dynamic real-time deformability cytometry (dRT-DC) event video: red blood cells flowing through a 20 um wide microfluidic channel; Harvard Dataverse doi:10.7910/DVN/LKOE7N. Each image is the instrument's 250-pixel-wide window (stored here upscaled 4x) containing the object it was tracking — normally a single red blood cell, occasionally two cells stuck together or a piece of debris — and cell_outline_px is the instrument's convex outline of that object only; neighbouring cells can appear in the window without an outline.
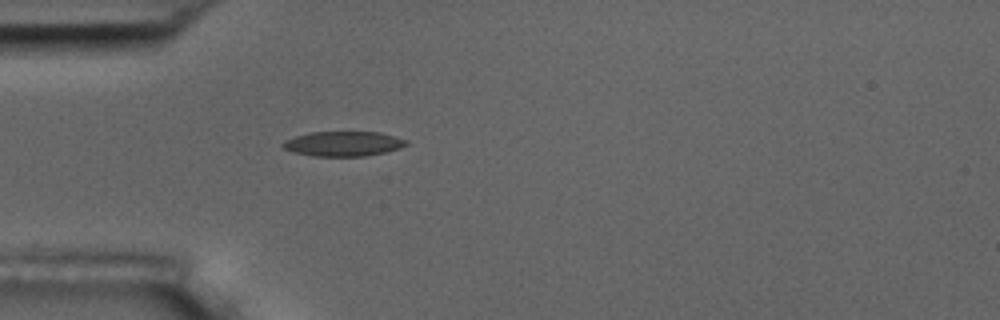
{"species": "common noctule bat (a hibernating species)", "species_latin": "Nyctalus noctula", "temperature_condition": "room temperature", "stored_images_in_passage": 1, "camera_frame_rate_fps": 3000, "um_per_image_px": 0.085, "animal": {"sex": "male", "body_mass_g": 17.5, "forearm_length_mm": 52.3}, "frame": {"image": 1, "passage_image": 1, "time_ms": 0.0, "image_size_px": [1000, 320], "cell_outline_px": [[408, 144], [400, 148], [384, 152], [364, 156], [312, 156], [296, 152], [284, 148], [280, 144], [284, 140], [308, 132], [380, 132], [408, 140]], "centroid_in_image_um": [29.18, 12.21], "position_along_channel_um": 55.8, "area_um2": 17.8}}